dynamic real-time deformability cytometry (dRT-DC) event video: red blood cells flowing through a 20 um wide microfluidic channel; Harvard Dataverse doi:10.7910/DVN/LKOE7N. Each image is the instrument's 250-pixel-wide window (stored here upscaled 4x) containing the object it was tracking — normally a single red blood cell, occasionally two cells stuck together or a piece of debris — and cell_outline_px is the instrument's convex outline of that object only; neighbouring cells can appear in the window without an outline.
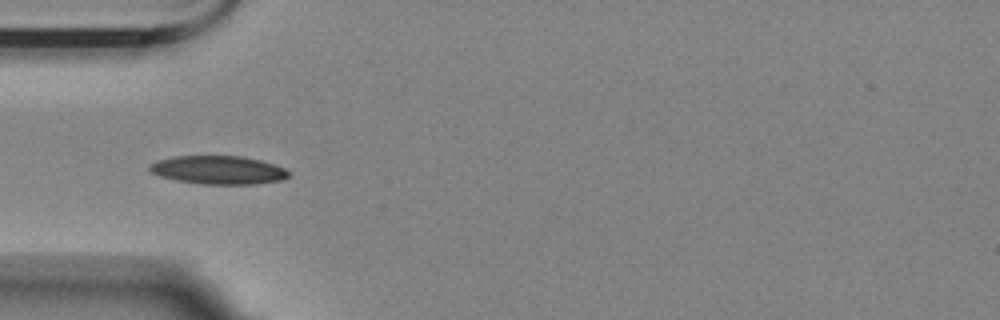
{"species": "Egyptian fruit bat (a non-hibernating species)", "species_latin": "Rousettus aegyptiacus", "temperature_condition": "room temperature", "stored_images_in_passage": 18, "camera_frame_rate_fps": 3000, "um_per_image_px": 0.085, "animal": {"sex": "female"}, "frame": {"image": 1, "passage_image": 3, "time_ms": 0.667, "image_size_px": [1000, 320], "cell_outline_px": [[288, 176], [280, 180], [256, 184], [204, 184], [176, 180], [160, 176], [152, 172], [148, 168], [156, 160], [176, 156], [244, 156], [260, 160], [284, 168], [288, 172]], "centroid_in_image_um": [18.54, 14.44], "position_along_channel_um": 66.5, "area_um2": 22.77}}
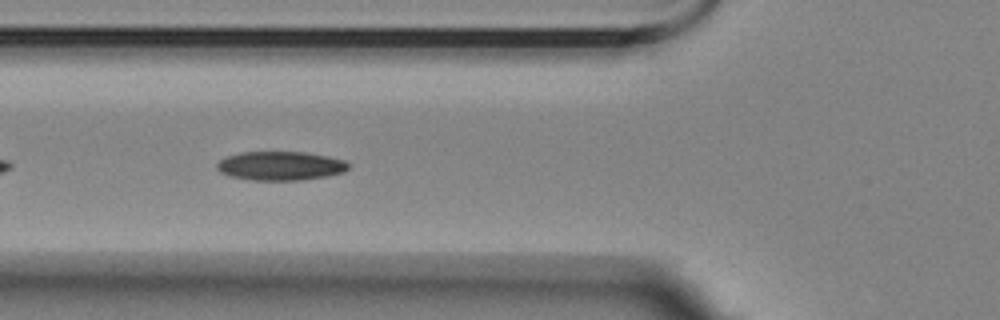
{"frame": {"image": 2, "passage_image": 6, "time_ms": 1.667, "image_size_px": [1000, 320], "cell_outline_px": [[348, 168], [344, 172], [324, 176], [300, 180], [252, 180], [232, 176], [220, 172], [216, 168], [216, 164], [224, 156], [240, 152], [304, 152], [328, 156], [344, 160], [348, 164]], "centroid_in_image_um": [23.8, 14.09], "position_along_channel_um": 102.0, "area_um2": 22.08}}